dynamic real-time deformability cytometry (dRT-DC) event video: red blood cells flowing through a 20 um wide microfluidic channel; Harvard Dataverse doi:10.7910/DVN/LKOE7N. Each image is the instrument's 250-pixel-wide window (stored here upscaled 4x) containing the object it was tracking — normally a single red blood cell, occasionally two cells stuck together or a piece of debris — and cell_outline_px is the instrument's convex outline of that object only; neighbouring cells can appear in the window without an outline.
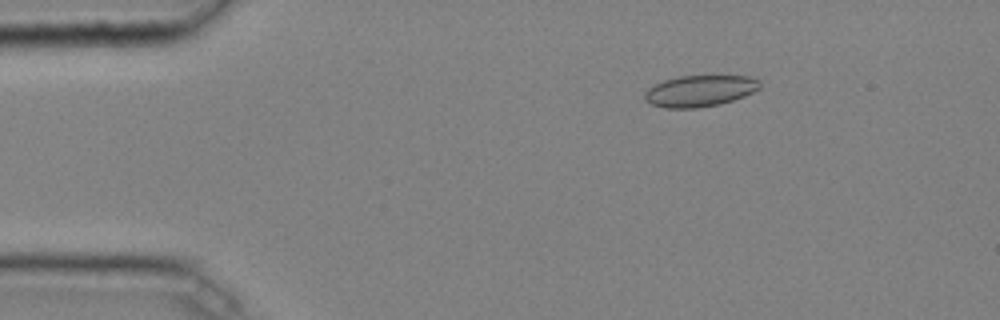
{"species": "common noctule bat (a hibernating species)", "species_latin": "Nyctalus noctula", "temperature_condition": "cold", "stored_images_in_passage": 37, "camera_frame_rate_fps": 3000, "um_per_image_px": 0.085, "animal": {"sex": "male", "body_mass_g": 20.4}, "frame": {"image": 1, "passage_image": 1, "time_ms": 0.0, "image_size_px": [1000, 320], "cell_outline_px": [[760, 88], [744, 96], [720, 104], [696, 108], [664, 108], [652, 104], [644, 100], [644, 92], [648, 88], [664, 80], [680, 76], [748, 76], [760, 80]], "centroid_in_image_um": [59.47, 7.73], "position_along_channel_um": 25.5, "area_um2": 20.98}}
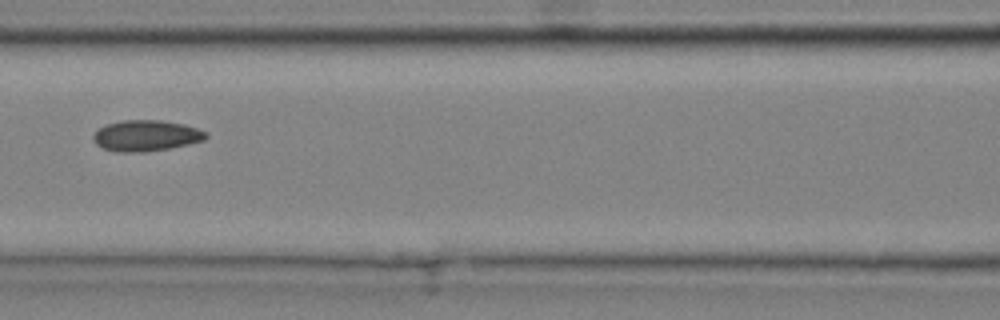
{"frame": {"image": 2, "passage_image": 15, "time_ms": 4.667, "image_size_px": [1000, 320], "cell_outline_px": [[208, 136], [204, 140], [188, 144], [168, 148], [144, 152], [116, 152], [104, 148], [96, 144], [92, 140], [92, 136], [100, 128], [108, 124], [124, 120], [160, 120], [184, 124], [208, 132]], "centroid_in_image_um": [12.42, 11.53], "position_along_channel_um": 154.2, "area_um2": 20.23}}
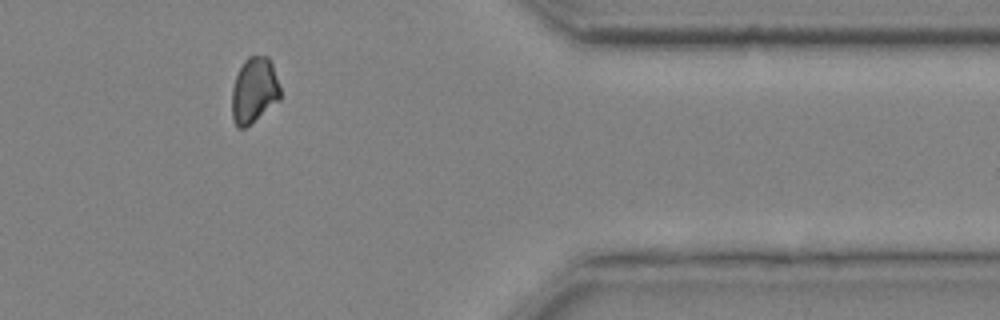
{"frame": {"image": 3, "passage_image": 34, "time_ms": 11.0, "image_size_px": [1000, 320], "cell_outline_px": [[280, 100], [244, 128], [236, 128], [232, 120], [232, 88], [236, 76], [244, 60], [248, 56], [268, 56], [272, 64], [280, 88]], "centroid_in_image_um": [21.59, 7.69], "position_along_channel_um": 389.8, "area_um2": 18.44}, "authors_computed_cell_mechanics": {"area_um2": 19.7676, "velocity_mm_per_s": 4.0583, "shape_relaxation_time_tau1_ms": 4.0761, "shape_relaxation_time_tau2_ms": 2.892, "deformation_change_tau1": 0.0672, "deformation_change_tau2": 0.0738}}